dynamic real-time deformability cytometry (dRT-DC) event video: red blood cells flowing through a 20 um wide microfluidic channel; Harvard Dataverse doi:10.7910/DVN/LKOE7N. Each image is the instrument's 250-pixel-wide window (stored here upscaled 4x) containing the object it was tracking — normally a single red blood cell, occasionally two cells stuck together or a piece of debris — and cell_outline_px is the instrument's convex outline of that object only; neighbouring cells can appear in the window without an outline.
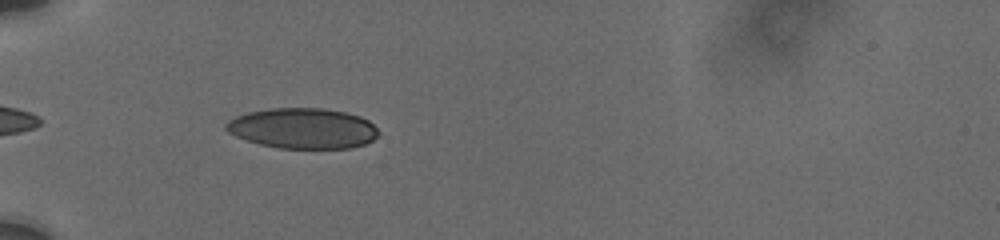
{"species": "human", "species_latin": "Homo sapiens", "temperature_condition": "cold", "stored_images_in_passage": 4, "camera_frame_rate_fps": 3000, "um_per_image_px": 0.085, "donor": {"sex": "male"}, "frame": {"image": 1, "passage_image": 1, "time_ms": 0.0, "image_size_px": [1000, 240], "cell_outline_px": [[380, 132], [372, 140], [364, 144], [352, 148], [280, 148], [260, 144], [236, 136], [228, 132], [224, 128], [224, 124], [228, 120], [236, 116], [248, 112], [268, 108], [320, 108], [344, 112], [360, 116], [368, 120]], "centroid_in_image_um": [25.72, 10.9], "position_along_channel_um": 59.3, "area_um2": 35.89}}
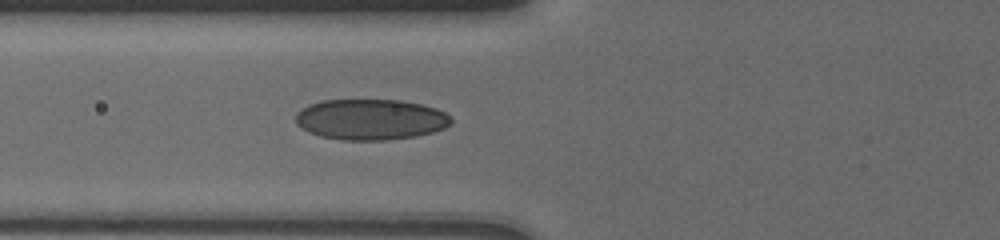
{"frame": {"image": 2, "passage_image": 4, "time_ms": 1.333, "image_size_px": [1000, 240], "cell_outline_px": [[452, 124], [444, 128], [432, 132], [416, 136], [388, 140], [340, 140], [320, 136], [308, 132], [296, 124], [296, 112], [300, 108], [308, 104], [320, 100], [400, 100], [420, 104], [436, 108], [444, 112], [452, 120]], "centroid_in_image_um": [31.46, 10.15], "position_along_channel_um": 94.3, "area_um2": 37.17}}